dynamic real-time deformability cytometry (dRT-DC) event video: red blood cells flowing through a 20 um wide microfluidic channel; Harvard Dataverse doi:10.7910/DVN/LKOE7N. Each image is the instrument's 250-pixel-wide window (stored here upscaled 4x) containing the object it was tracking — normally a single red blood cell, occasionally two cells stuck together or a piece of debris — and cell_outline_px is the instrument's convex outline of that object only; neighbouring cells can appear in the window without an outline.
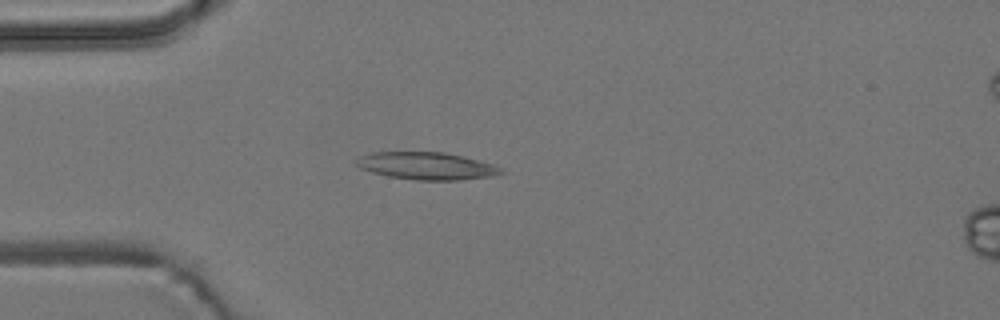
{"species": "common noctule bat (a hibernating species)", "species_latin": "Nyctalus noctula", "temperature_condition": "room temperature", "stored_images_in_passage": 4, "camera_frame_rate_fps": 3000, "um_per_image_px": 0.085, "animal": {"sex": "male", "body_mass_g": 19.2, "forearm_length_mm": 51.8}, "frame": {"image": 1, "passage_image": 3, "time_ms": 3.0, "image_size_px": [1000, 320], "cell_outline_px": [[504, 172], [492, 176], [456, 180], [416, 180], [388, 176], [372, 172], [360, 168], [356, 164], [356, 156], [372, 152], [444, 152], [492, 164], [500, 168]], "centroid_in_image_um": [36.18, 14.1], "position_along_channel_um": 48.8, "area_um2": 22.89}}